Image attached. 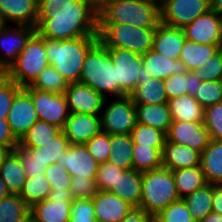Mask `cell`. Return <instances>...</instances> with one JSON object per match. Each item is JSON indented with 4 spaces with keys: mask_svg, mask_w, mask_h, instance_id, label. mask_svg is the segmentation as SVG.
I'll return each instance as SVG.
<instances>
[{
    "mask_svg": "<svg viewBox=\"0 0 222 222\" xmlns=\"http://www.w3.org/2000/svg\"><path fill=\"white\" fill-rule=\"evenodd\" d=\"M19 196L30 208L35 203L50 198L51 187L45 174L27 177Z\"/></svg>",
    "mask_w": 222,
    "mask_h": 222,
    "instance_id": "cell-37",
    "label": "cell"
},
{
    "mask_svg": "<svg viewBox=\"0 0 222 222\" xmlns=\"http://www.w3.org/2000/svg\"><path fill=\"white\" fill-rule=\"evenodd\" d=\"M45 176L51 187V195L71 198L70 188L72 176L66 168L54 163L45 170Z\"/></svg>",
    "mask_w": 222,
    "mask_h": 222,
    "instance_id": "cell-41",
    "label": "cell"
},
{
    "mask_svg": "<svg viewBox=\"0 0 222 222\" xmlns=\"http://www.w3.org/2000/svg\"><path fill=\"white\" fill-rule=\"evenodd\" d=\"M0 177L10 194H20L27 177L22 161L15 150H11L1 162Z\"/></svg>",
    "mask_w": 222,
    "mask_h": 222,
    "instance_id": "cell-27",
    "label": "cell"
},
{
    "mask_svg": "<svg viewBox=\"0 0 222 222\" xmlns=\"http://www.w3.org/2000/svg\"><path fill=\"white\" fill-rule=\"evenodd\" d=\"M72 198L54 196L35 203L30 208L32 222H69Z\"/></svg>",
    "mask_w": 222,
    "mask_h": 222,
    "instance_id": "cell-19",
    "label": "cell"
},
{
    "mask_svg": "<svg viewBox=\"0 0 222 222\" xmlns=\"http://www.w3.org/2000/svg\"><path fill=\"white\" fill-rule=\"evenodd\" d=\"M142 64L155 79L165 80L172 74H186L188 72L181 60H171L152 49L142 55Z\"/></svg>",
    "mask_w": 222,
    "mask_h": 222,
    "instance_id": "cell-24",
    "label": "cell"
},
{
    "mask_svg": "<svg viewBox=\"0 0 222 222\" xmlns=\"http://www.w3.org/2000/svg\"><path fill=\"white\" fill-rule=\"evenodd\" d=\"M61 131L70 144L85 145L102 131L101 117L100 115L70 113Z\"/></svg>",
    "mask_w": 222,
    "mask_h": 222,
    "instance_id": "cell-18",
    "label": "cell"
},
{
    "mask_svg": "<svg viewBox=\"0 0 222 222\" xmlns=\"http://www.w3.org/2000/svg\"><path fill=\"white\" fill-rule=\"evenodd\" d=\"M172 171L160 167L142 172L140 208L156 216L169 204L179 200Z\"/></svg>",
    "mask_w": 222,
    "mask_h": 222,
    "instance_id": "cell-5",
    "label": "cell"
},
{
    "mask_svg": "<svg viewBox=\"0 0 222 222\" xmlns=\"http://www.w3.org/2000/svg\"><path fill=\"white\" fill-rule=\"evenodd\" d=\"M92 201L97 222H120L133 207L108 191H98Z\"/></svg>",
    "mask_w": 222,
    "mask_h": 222,
    "instance_id": "cell-20",
    "label": "cell"
},
{
    "mask_svg": "<svg viewBox=\"0 0 222 222\" xmlns=\"http://www.w3.org/2000/svg\"><path fill=\"white\" fill-rule=\"evenodd\" d=\"M25 89L31 94L38 120L50 123L62 130L70 114L65 94L34 88Z\"/></svg>",
    "mask_w": 222,
    "mask_h": 222,
    "instance_id": "cell-11",
    "label": "cell"
},
{
    "mask_svg": "<svg viewBox=\"0 0 222 222\" xmlns=\"http://www.w3.org/2000/svg\"><path fill=\"white\" fill-rule=\"evenodd\" d=\"M185 41L183 29L160 22L156 28L152 50L171 60H177Z\"/></svg>",
    "mask_w": 222,
    "mask_h": 222,
    "instance_id": "cell-22",
    "label": "cell"
},
{
    "mask_svg": "<svg viewBox=\"0 0 222 222\" xmlns=\"http://www.w3.org/2000/svg\"><path fill=\"white\" fill-rule=\"evenodd\" d=\"M65 96L70 113L100 115L106 98L86 84L69 83Z\"/></svg>",
    "mask_w": 222,
    "mask_h": 222,
    "instance_id": "cell-16",
    "label": "cell"
},
{
    "mask_svg": "<svg viewBox=\"0 0 222 222\" xmlns=\"http://www.w3.org/2000/svg\"><path fill=\"white\" fill-rule=\"evenodd\" d=\"M161 155L162 167L171 171L200 166L201 153L185 145L166 140Z\"/></svg>",
    "mask_w": 222,
    "mask_h": 222,
    "instance_id": "cell-23",
    "label": "cell"
},
{
    "mask_svg": "<svg viewBox=\"0 0 222 222\" xmlns=\"http://www.w3.org/2000/svg\"><path fill=\"white\" fill-rule=\"evenodd\" d=\"M8 195H10V192H9L7 186L5 185L4 181L0 177V200L7 197Z\"/></svg>",
    "mask_w": 222,
    "mask_h": 222,
    "instance_id": "cell-60",
    "label": "cell"
},
{
    "mask_svg": "<svg viewBox=\"0 0 222 222\" xmlns=\"http://www.w3.org/2000/svg\"><path fill=\"white\" fill-rule=\"evenodd\" d=\"M167 105L173 121L204 122L205 109L193 96L180 95L168 100Z\"/></svg>",
    "mask_w": 222,
    "mask_h": 222,
    "instance_id": "cell-28",
    "label": "cell"
},
{
    "mask_svg": "<svg viewBox=\"0 0 222 222\" xmlns=\"http://www.w3.org/2000/svg\"><path fill=\"white\" fill-rule=\"evenodd\" d=\"M49 65L45 38L35 32L15 62L4 73L22 88L30 86L40 72Z\"/></svg>",
    "mask_w": 222,
    "mask_h": 222,
    "instance_id": "cell-7",
    "label": "cell"
},
{
    "mask_svg": "<svg viewBox=\"0 0 222 222\" xmlns=\"http://www.w3.org/2000/svg\"><path fill=\"white\" fill-rule=\"evenodd\" d=\"M210 10V0H160L161 22L185 28L197 17Z\"/></svg>",
    "mask_w": 222,
    "mask_h": 222,
    "instance_id": "cell-10",
    "label": "cell"
},
{
    "mask_svg": "<svg viewBox=\"0 0 222 222\" xmlns=\"http://www.w3.org/2000/svg\"><path fill=\"white\" fill-rule=\"evenodd\" d=\"M166 140L188 146L202 153L211 139L203 122L173 121L166 133Z\"/></svg>",
    "mask_w": 222,
    "mask_h": 222,
    "instance_id": "cell-15",
    "label": "cell"
},
{
    "mask_svg": "<svg viewBox=\"0 0 222 222\" xmlns=\"http://www.w3.org/2000/svg\"><path fill=\"white\" fill-rule=\"evenodd\" d=\"M38 115L31 94L22 88L14 97L7 122L14 137L19 141L36 123Z\"/></svg>",
    "mask_w": 222,
    "mask_h": 222,
    "instance_id": "cell-13",
    "label": "cell"
},
{
    "mask_svg": "<svg viewBox=\"0 0 222 222\" xmlns=\"http://www.w3.org/2000/svg\"><path fill=\"white\" fill-rule=\"evenodd\" d=\"M133 144L163 148L166 141V133L160 129L137 123L131 131Z\"/></svg>",
    "mask_w": 222,
    "mask_h": 222,
    "instance_id": "cell-42",
    "label": "cell"
},
{
    "mask_svg": "<svg viewBox=\"0 0 222 222\" xmlns=\"http://www.w3.org/2000/svg\"><path fill=\"white\" fill-rule=\"evenodd\" d=\"M156 28H139L129 24H98V40L106 48L127 49L140 55L153 48Z\"/></svg>",
    "mask_w": 222,
    "mask_h": 222,
    "instance_id": "cell-6",
    "label": "cell"
},
{
    "mask_svg": "<svg viewBox=\"0 0 222 222\" xmlns=\"http://www.w3.org/2000/svg\"><path fill=\"white\" fill-rule=\"evenodd\" d=\"M199 78L204 81H222V48L206 60L197 71Z\"/></svg>",
    "mask_w": 222,
    "mask_h": 222,
    "instance_id": "cell-50",
    "label": "cell"
},
{
    "mask_svg": "<svg viewBox=\"0 0 222 222\" xmlns=\"http://www.w3.org/2000/svg\"><path fill=\"white\" fill-rule=\"evenodd\" d=\"M202 81L198 76L196 71H188L187 72V94L195 97L197 89L201 85Z\"/></svg>",
    "mask_w": 222,
    "mask_h": 222,
    "instance_id": "cell-56",
    "label": "cell"
},
{
    "mask_svg": "<svg viewBox=\"0 0 222 222\" xmlns=\"http://www.w3.org/2000/svg\"><path fill=\"white\" fill-rule=\"evenodd\" d=\"M60 132V128L45 121L37 120L18 141V145L21 147L41 148L46 146V144L54 139Z\"/></svg>",
    "mask_w": 222,
    "mask_h": 222,
    "instance_id": "cell-35",
    "label": "cell"
},
{
    "mask_svg": "<svg viewBox=\"0 0 222 222\" xmlns=\"http://www.w3.org/2000/svg\"><path fill=\"white\" fill-rule=\"evenodd\" d=\"M36 32L53 40L98 36V8L90 0H38Z\"/></svg>",
    "mask_w": 222,
    "mask_h": 222,
    "instance_id": "cell-1",
    "label": "cell"
},
{
    "mask_svg": "<svg viewBox=\"0 0 222 222\" xmlns=\"http://www.w3.org/2000/svg\"><path fill=\"white\" fill-rule=\"evenodd\" d=\"M186 40L210 45H222V15L214 10L197 17L183 28Z\"/></svg>",
    "mask_w": 222,
    "mask_h": 222,
    "instance_id": "cell-14",
    "label": "cell"
},
{
    "mask_svg": "<svg viewBox=\"0 0 222 222\" xmlns=\"http://www.w3.org/2000/svg\"><path fill=\"white\" fill-rule=\"evenodd\" d=\"M172 174L179 198L208 184L200 166L173 170Z\"/></svg>",
    "mask_w": 222,
    "mask_h": 222,
    "instance_id": "cell-33",
    "label": "cell"
},
{
    "mask_svg": "<svg viewBox=\"0 0 222 222\" xmlns=\"http://www.w3.org/2000/svg\"><path fill=\"white\" fill-rule=\"evenodd\" d=\"M160 22V0H108L98 8V24L157 28Z\"/></svg>",
    "mask_w": 222,
    "mask_h": 222,
    "instance_id": "cell-2",
    "label": "cell"
},
{
    "mask_svg": "<svg viewBox=\"0 0 222 222\" xmlns=\"http://www.w3.org/2000/svg\"><path fill=\"white\" fill-rule=\"evenodd\" d=\"M7 24L5 21L0 17V33L2 32V29L6 26Z\"/></svg>",
    "mask_w": 222,
    "mask_h": 222,
    "instance_id": "cell-63",
    "label": "cell"
},
{
    "mask_svg": "<svg viewBox=\"0 0 222 222\" xmlns=\"http://www.w3.org/2000/svg\"><path fill=\"white\" fill-rule=\"evenodd\" d=\"M196 222L212 212L213 184H207L182 198Z\"/></svg>",
    "mask_w": 222,
    "mask_h": 222,
    "instance_id": "cell-34",
    "label": "cell"
},
{
    "mask_svg": "<svg viewBox=\"0 0 222 222\" xmlns=\"http://www.w3.org/2000/svg\"><path fill=\"white\" fill-rule=\"evenodd\" d=\"M124 169L119 168L109 162L99 164L96 175V187L98 191H108Z\"/></svg>",
    "mask_w": 222,
    "mask_h": 222,
    "instance_id": "cell-48",
    "label": "cell"
},
{
    "mask_svg": "<svg viewBox=\"0 0 222 222\" xmlns=\"http://www.w3.org/2000/svg\"><path fill=\"white\" fill-rule=\"evenodd\" d=\"M69 83L52 65L46 66L36 77L34 82L25 88L65 94Z\"/></svg>",
    "mask_w": 222,
    "mask_h": 222,
    "instance_id": "cell-40",
    "label": "cell"
},
{
    "mask_svg": "<svg viewBox=\"0 0 222 222\" xmlns=\"http://www.w3.org/2000/svg\"><path fill=\"white\" fill-rule=\"evenodd\" d=\"M203 124L211 140L222 141V102L205 108Z\"/></svg>",
    "mask_w": 222,
    "mask_h": 222,
    "instance_id": "cell-47",
    "label": "cell"
},
{
    "mask_svg": "<svg viewBox=\"0 0 222 222\" xmlns=\"http://www.w3.org/2000/svg\"><path fill=\"white\" fill-rule=\"evenodd\" d=\"M134 105L167 104L168 98L162 79H138V85L129 94Z\"/></svg>",
    "mask_w": 222,
    "mask_h": 222,
    "instance_id": "cell-26",
    "label": "cell"
},
{
    "mask_svg": "<svg viewBox=\"0 0 222 222\" xmlns=\"http://www.w3.org/2000/svg\"><path fill=\"white\" fill-rule=\"evenodd\" d=\"M163 82L168 100L180 95L187 94V73L176 75L172 74L171 76L163 80Z\"/></svg>",
    "mask_w": 222,
    "mask_h": 222,
    "instance_id": "cell-53",
    "label": "cell"
},
{
    "mask_svg": "<svg viewBox=\"0 0 222 222\" xmlns=\"http://www.w3.org/2000/svg\"><path fill=\"white\" fill-rule=\"evenodd\" d=\"M70 146V142L66 135L61 131L54 139L50 140L46 146L23 147L28 149L43 164L50 166L57 162L58 158L65 153Z\"/></svg>",
    "mask_w": 222,
    "mask_h": 222,
    "instance_id": "cell-39",
    "label": "cell"
},
{
    "mask_svg": "<svg viewBox=\"0 0 222 222\" xmlns=\"http://www.w3.org/2000/svg\"><path fill=\"white\" fill-rule=\"evenodd\" d=\"M116 67V85L129 95L138 85V79L153 77L142 64V55L127 49L107 48Z\"/></svg>",
    "mask_w": 222,
    "mask_h": 222,
    "instance_id": "cell-9",
    "label": "cell"
},
{
    "mask_svg": "<svg viewBox=\"0 0 222 222\" xmlns=\"http://www.w3.org/2000/svg\"><path fill=\"white\" fill-rule=\"evenodd\" d=\"M97 8H99L104 2L108 0H90Z\"/></svg>",
    "mask_w": 222,
    "mask_h": 222,
    "instance_id": "cell-62",
    "label": "cell"
},
{
    "mask_svg": "<svg viewBox=\"0 0 222 222\" xmlns=\"http://www.w3.org/2000/svg\"><path fill=\"white\" fill-rule=\"evenodd\" d=\"M22 89L4 73H0V119L7 120L12 101Z\"/></svg>",
    "mask_w": 222,
    "mask_h": 222,
    "instance_id": "cell-45",
    "label": "cell"
},
{
    "mask_svg": "<svg viewBox=\"0 0 222 222\" xmlns=\"http://www.w3.org/2000/svg\"><path fill=\"white\" fill-rule=\"evenodd\" d=\"M79 82L88 85L105 98L126 95L116 85V67L108 49L99 40L86 54Z\"/></svg>",
    "mask_w": 222,
    "mask_h": 222,
    "instance_id": "cell-4",
    "label": "cell"
},
{
    "mask_svg": "<svg viewBox=\"0 0 222 222\" xmlns=\"http://www.w3.org/2000/svg\"><path fill=\"white\" fill-rule=\"evenodd\" d=\"M212 212L222 215V186L213 184Z\"/></svg>",
    "mask_w": 222,
    "mask_h": 222,
    "instance_id": "cell-57",
    "label": "cell"
},
{
    "mask_svg": "<svg viewBox=\"0 0 222 222\" xmlns=\"http://www.w3.org/2000/svg\"><path fill=\"white\" fill-rule=\"evenodd\" d=\"M97 192L95 179L72 177L70 188L72 199H92Z\"/></svg>",
    "mask_w": 222,
    "mask_h": 222,
    "instance_id": "cell-51",
    "label": "cell"
},
{
    "mask_svg": "<svg viewBox=\"0 0 222 222\" xmlns=\"http://www.w3.org/2000/svg\"><path fill=\"white\" fill-rule=\"evenodd\" d=\"M154 219L158 222H196L182 198L169 204Z\"/></svg>",
    "mask_w": 222,
    "mask_h": 222,
    "instance_id": "cell-43",
    "label": "cell"
},
{
    "mask_svg": "<svg viewBox=\"0 0 222 222\" xmlns=\"http://www.w3.org/2000/svg\"><path fill=\"white\" fill-rule=\"evenodd\" d=\"M98 36H82L67 40L45 38V51L52 65L68 83L79 82L83 63Z\"/></svg>",
    "mask_w": 222,
    "mask_h": 222,
    "instance_id": "cell-3",
    "label": "cell"
},
{
    "mask_svg": "<svg viewBox=\"0 0 222 222\" xmlns=\"http://www.w3.org/2000/svg\"><path fill=\"white\" fill-rule=\"evenodd\" d=\"M137 123L160 129L167 133L173 122L167 104L135 105Z\"/></svg>",
    "mask_w": 222,
    "mask_h": 222,
    "instance_id": "cell-31",
    "label": "cell"
},
{
    "mask_svg": "<svg viewBox=\"0 0 222 222\" xmlns=\"http://www.w3.org/2000/svg\"><path fill=\"white\" fill-rule=\"evenodd\" d=\"M14 150L18 153L22 161L26 177H36L39 174L45 173V170L48 166L43 164L28 149L18 145Z\"/></svg>",
    "mask_w": 222,
    "mask_h": 222,
    "instance_id": "cell-52",
    "label": "cell"
},
{
    "mask_svg": "<svg viewBox=\"0 0 222 222\" xmlns=\"http://www.w3.org/2000/svg\"><path fill=\"white\" fill-rule=\"evenodd\" d=\"M162 149L133 144V169L145 172L162 167Z\"/></svg>",
    "mask_w": 222,
    "mask_h": 222,
    "instance_id": "cell-38",
    "label": "cell"
},
{
    "mask_svg": "<svg viewBox=\"0 0 222 222\" xmlns=\"http://www.w3.org/2000/svg\"><path fill=\"white\" fill-rule=\"evenodd\" d=\"M222 45L199 44L186 40L180 51L179 60H181L188 71H197L206 60L215 55Z\"/></svg>",
    "mask_w": 222,
    "mask_h": 222,
    "instance_id": "cell-30",
    "label": "cell"
},
{
    "mask_svg": "<svg viewBox=\"0 0 222 222\" xmlns=\"http://www.w3.org/2000/svg\"><path fill=\"white\" fill-rule=\"evenodd\" d=\"M200 167L209 184L222 181V141L211 140L201 153Z\"/></svg>",
    "mask_w": 222,
    "mask_h": 222,
    "instance_id": "cell-29",
    "label": "cell"
},
{
    "mask_svg": "<svg viewBox=\"0 0 222 222\" xmlns=\"http://www.w3.org/2000/svg\"><path fill=\"white\" fill-rule=\"evenodd\" d=\"M142 172L134 169L124 170L119 174L115 185H112L108 192H111L133 207H139L141 201Z\"/></svg>",
    "mask_w": 222,
    "mask_h": 222,
    "instance_id": "cell-25",
    "label": "cell"
},
{
    "mask_svg": "<svg viewBox=\"0 0 222 222\" xmlns=\"http://www.w3.org/2000/svg\"><path fill=\"white\" fill-rule=\"evenodd\" d=\"M85 146L98 164L108 162L110 157V135L101 131L89 140Z\"/></svg>",
    "mask_w": 222,
    "mask_h": 222,
    "instance_id": "cell-46",
    "label": "cell"
},
{
    "mask_svg": "<svg viewBox=\"0 0 222 222\" xmlns=\"http://www.w3.org/2000/svg\"><path fill=\"white\" fill-rule=\"evenodd\" d=\"M56 163L66 168L72 177L91 179H96L99 166L87 147L79 144H70L68 150L58 158Z\"/></svg>",
    "mask_w": 222,
    "mask_h": 222,
    "instance_id": "cell-17",
    "label": "cell"
},
{
    "mask_svg": "<svg viewBox=\"0 0 222 222\" xmlns=\"http://www.w3.org/2000/svg\"><path fill=\"white\" fill-rule=\"evenodd\" d=\"M108 162L124 170L133 169V141L130 134L110 135Z\"/></svg>",
    "mask_w": 222,
    "mask_h": 222,
    "instance_id": "cell-32",
    "label": "cell"
},
{
    "mask_svg": "<svg viewBox=\"0 0 222 222\" xmlns=\"http://www.w3.org/2000/svg\"><path fill=\"white\" fill-rule=\"evenodd\" d=\"M0 144L9 146L14 150L18 146V140L12 134L7 120L0 119Z\"/></svg>",
    "mask_w": 222,
    "mask_h": 222,
    "instance_id": "cell-54",
    "label": "cell"
},
{
    "mask_svg": "<svg viewBox=\"0 0 222 222\" xmlns=\"http://www.w3.org/2000/svg\"><path fill=\"white\" fill-rule=\"evenodd\" d=\"M11 150L9 146L0 144V164Z\"/></svg>",
    "mask_w": 222,
    "mask_h": 222,
    "instance_id": "cell-61",
    "label": "cell"
},
{
    "mask_svg": "<svg viewBox=\"0 0 222 222\" xmlns=\"http://www.w3.org/2000/svg\"><path fill=\"white\" fill-rule=\"evenodd\" d=\"M101 129L109 135L131 134L137 124V112L129 95L106 98L100 114Z\"/></svg>",
    "mask_w": 222,
    "mask_h": 222,
    "instance_id": "cell-8",
    "label": "cell"
},
{
    "mask_svg": "<svg viewBox=\"0 0 222 222\" xmlns=\"http://www.w3.org/2000/svg\"><path fill=\"white\" fill-rule=\"evenodd\" d=\"M195 99L205 109L222 102V81H204L197 89Z\"/></svg>",
    "mask_w": 222,
    "mask_h": 222,
    "instance_id": "cell-44",
    "label": "cell"
},
{
    "mask_svg": "<svg viewBox=\"0 0 222 222\" xmlns=\"http://www.w3.org/2000/svg\"><path fill=\"white\" fill-rule=\"evenodd\" d=\"M210 9L222 15V0H210Z\"/></svg>",
    "mask_w": 222,
    "mask_h": 222,
    "instance_id": "cell-59",
    "label": "cell"
},
{
    "mask_svg": "<svg viewBox=\"0 0 222 222\" xmlns=\"http://www.w3.org/2000/svg\"><path fill=\"white\" fill-rule=\"evenodd\" d=\"M69 222H97L92 199H72Z\"/></svg>",
    "mask_w": 222,
    "mask_h": 222,
    "instance_id": "cell-49",
    "label": "cell"
},
{
    "mask_svg": "<svg viewBox=\"0 0 222 222\" xmlns=\"http://www.w3.org/2000/svg\"><path fill=\"white\" fill-rule=\"evenodd\" d=\"M200 222H222V215L210 212L203 220Z\"/></svg>",
    "mask_w": 222,
    "mask_h": 222,
    "instance_id": "cell-58",
    "label": "cell"
},
{
    "mask_svg": "<svg viewBox=\"0 0 222 222\" xmlns=\"http://www.w3.org/2000/svg\"><path fill=\"white\" fill-rule=\"evenodd\" d=\"M154 216L146 213L140 207H132L128 214L120 222H151Z\"/></svg>",
    "mask_w": 222,
    "mask_h": 222,
    "instance_id": "cell-55",
    "label": "cell"
},
{
    "mask_svg": "<svg viewBox=\"0 0 222 222\" xmlns=\"http://www.w3.org/2000/svg\"><path fill=\"white\" fill-rule=\"evenodd\" d=\"M36 32L32 26L6 25L0 33V73H5Z\"/></svg>",
    "mask_w": 222,
    "mask_h": 222,
    "instance_id": "cell-12",
    "label": "cell"
},
{
    "mask_svg": "<svg viewBox=\"0 0 222 222\" xmlns=\"http://www.w3.org/2000/svg\"><path fill=\"white\" fill-rule=\"evenodd\" d=\"M38 0H0V17L8 25L37 26Z\"/></svg>",
    "mask_w": 222,
    "mask_h": 222,
    "instance_id": "cell-21",
    "label": "cell"
},
{
    "mask_svg": "<svg viewBox=\"0 0 222 222\" xmlns=\"http://www.w3.org/2000/svg\"><path fill=\"white\" fill-rule=\"evenodd\" d=\"M30 207L17 194L0 200V222H28Z\"/></svg>",
    "mask_w": 222,
    "mask_h": 222,
    "instance_id": "cell-36",
    "label": "cell"
}]
</instances>
